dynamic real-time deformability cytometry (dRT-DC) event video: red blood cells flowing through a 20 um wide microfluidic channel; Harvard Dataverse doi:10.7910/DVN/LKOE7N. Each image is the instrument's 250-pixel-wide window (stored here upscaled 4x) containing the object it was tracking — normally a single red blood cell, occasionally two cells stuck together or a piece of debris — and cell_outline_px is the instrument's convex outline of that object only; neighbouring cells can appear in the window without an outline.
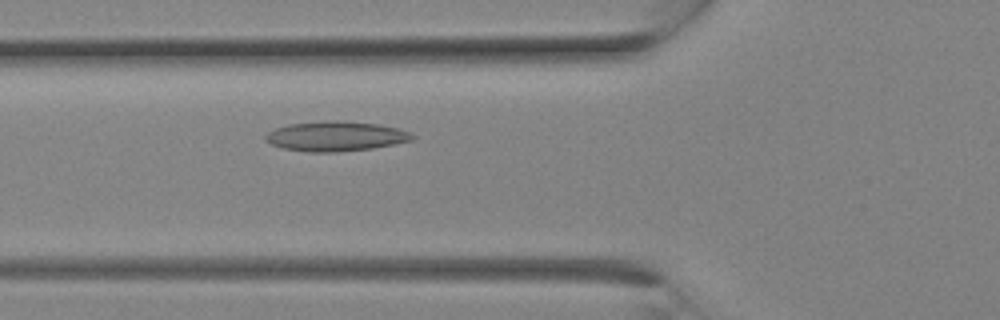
{"species": "Egyptian fruit bat (a non-hibernating species)", "species_latin": "Rousettus aegyptiacus", "temperature_condition": "room temperature", "stored_images_in_passage": 8, "camera_frame_rate_fps": 3000, "um_per_image_px": 0.085, "animal": {"sex": "female"}, "frame": {"image": 1, "passage_image": 8, "time_ms": 2.333, "image_size_px": [1000, 320], "cell_outline_px": [[416, 136], [412, 140], [372, 148], [336, 152], [308, 152], [284, 148], [272, 144], [264, 140], [264, 136], [268, 132], [276, 128], [288, 124], [324, 120], [336, 120], [376, 124], [396, 128], [408, 132]], "centroid_in_image_um": [28.49, 11.57], "position_along_channel_um": 97.3, "area_um2": 25.32}}